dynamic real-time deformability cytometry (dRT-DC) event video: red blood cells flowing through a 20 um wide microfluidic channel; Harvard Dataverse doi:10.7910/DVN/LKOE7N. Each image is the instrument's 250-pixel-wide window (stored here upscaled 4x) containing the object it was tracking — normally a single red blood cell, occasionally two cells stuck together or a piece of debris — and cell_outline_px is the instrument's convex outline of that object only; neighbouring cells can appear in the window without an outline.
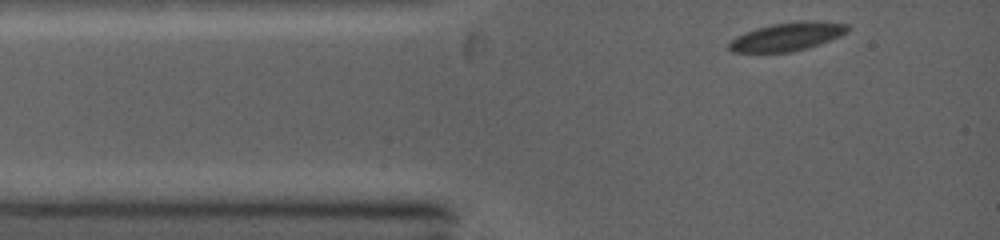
{"species": "common noctule bat (a hibernating species)", "species_latin": "Nyctalus noctula", "temperature_condition": "warm", "stored_images_in_passage": 29, "camera_frame_rate_fps": 5000, "um_per_image_px": 0.085, "animal": {"sex": "female", "body_mass_g": 19.0, "forearm_length_mm": 53.3}, "frame": {"image": 1, "passage_image": 1, "time_ms": 0.0, "image_size_px": [1000, 240], "cell_outline_px": [[848, 32], [840, 36], [820, 44], [808, 48], [792, 52], [732, 52], [728, 48], [728, 44], [736, 36], [744, 32], [756, 28], [772, 24], [800, 20], [816, 20], [848, 24]], "centroid_in_image_um": [66.93, 3.1], "position_along_channel_um": 18.1, "area_um2": 19.77}}
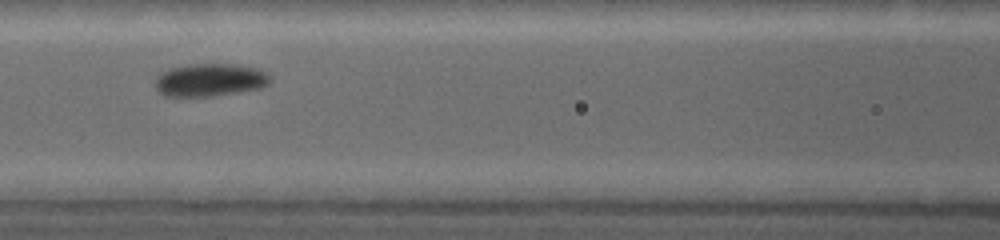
{"frame": {"image": 2, "passage_image": 12, "time_ms": 3.8, "image_size_px": [1000, 240], "cell_outline_px": [[268, 84], [260, 88], [212, 96], [164, 96], [156, 88], [156, 76], [160, 72], [172, 68], [188, 64], [236, 64], [260, 68], [268, 76]], "centroid_in_image_um": [17.82, 6.78], "position_along_channel_um": 148.8, "area_um2": 21.85}}
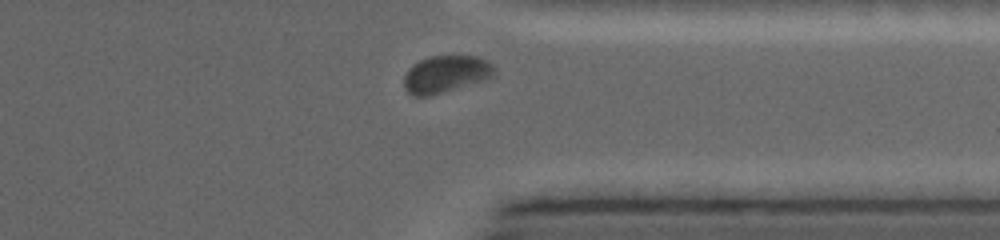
{"frame": {"image": 3, "passage_image": 26, "time_ms": 9.2, "image_size_px": [1000, 240], "cell_outline_px": [[492, 76], [484, 80], [428, 96], [412, 96], [404, 88], [404, 76], [408, 68], [420, 60], [428, 56], [476, 56], [492, 64]], "centroid_in_image_um": [37.82, 6.3], "position_along_channel_um": 373.6, "area_um2": 19.19}, "authors_computed_cell_mechanics": {"area_um2": 20.1144, "velocity_mm_per_s": 4.1771, "shape_relaxation_time_tau1_ms": 1.6473, "shape_relaxation_time_tau2_ms": null, "deformation_change_tau1": 0.0794, "deformation_change_tau2": null}}